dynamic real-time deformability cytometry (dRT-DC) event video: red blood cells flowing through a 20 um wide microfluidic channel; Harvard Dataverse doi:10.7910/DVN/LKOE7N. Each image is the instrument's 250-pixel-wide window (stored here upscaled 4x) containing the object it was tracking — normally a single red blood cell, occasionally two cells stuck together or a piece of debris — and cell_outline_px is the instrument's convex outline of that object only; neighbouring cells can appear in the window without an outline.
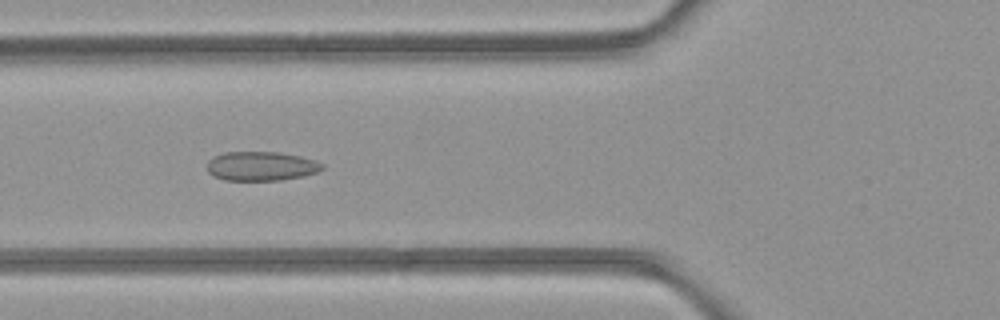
{"species": "common noctule bat (a hibernating species)", "species_latin": "Nyctalus noctula", "temperature_condition": "room temperature", "stored_images_in_passage": 42, "camera_frame_rate_fps": 3000, "um_per_image_px": 0.085, "animal": {"sex": "female", "body_mass_g": 21.9}, "frame": {"image": 1, "passage_image": 10, "time_ms": 3.0, "image_size_px": [1000, 320], "cell_outline_px": [[324, 168], [316, 172], [304, 176], [280, 180], [224, 180], [208, 172], [208, 160], [224, 152], [280, 152], [300, 156], [316, 160], [324, 164]], "centroid_in_image_um": [22.24, 14.12], "position_along_channel_um": 103.6, "area_um2": 19.54}}
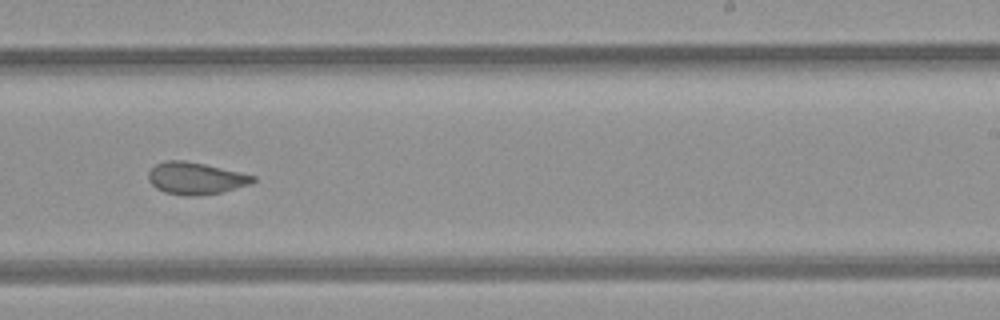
{"frame": {"image": 2, "passage_image": 22, "time_ms": 7.0, "image_size_px": [1000, 320], "cell_outline_px": [[256, 180], [252, 184], [220, 192], [192, 196], [184, 196], [164, 192], [156, 188], [148, 180], [148, 172], [156, 164], [168, 160], [184, 160], [204, 164], [240, 172], [256, 176]], "centroid_in_image_um": [16.63, 15.15], "position_along_channel_um": 272.4, "area_um2": 19.48}}
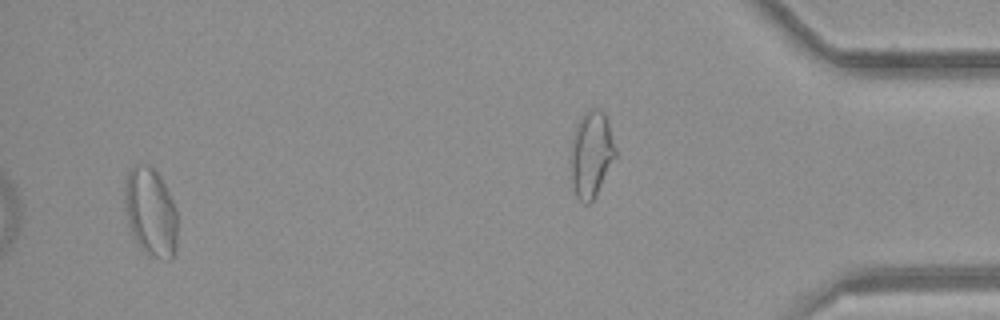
{"frame": {"image": 3, "passage_image": 39, "time_ms": 12.667, "image_size_px": [1000, 320], "cell_outline_px": [[176, 252], [168, 260], [152, 256], [144, 252], [140, 248], [132, 232], [128, 220], [124, 200], [124, 184], [128, 172], [132, 168], [152, 168], [160, 176], [176, 208]], "centroid_in_image_um": [12.81, 18.09], "position_along_channel_um": 422.4, "area_um2": 26.53}, "authors_computed_cell_mechanics": {"area_um2": 20.6057, "velocity_mm_per_s": 4.2239, "shape_relaxation_time_tau1_ms": null, "shape_relaxation_time_tau2_ms": 1.158, "deformation_change_tau1": null, "deformation_change_tau2": 0.0641}}